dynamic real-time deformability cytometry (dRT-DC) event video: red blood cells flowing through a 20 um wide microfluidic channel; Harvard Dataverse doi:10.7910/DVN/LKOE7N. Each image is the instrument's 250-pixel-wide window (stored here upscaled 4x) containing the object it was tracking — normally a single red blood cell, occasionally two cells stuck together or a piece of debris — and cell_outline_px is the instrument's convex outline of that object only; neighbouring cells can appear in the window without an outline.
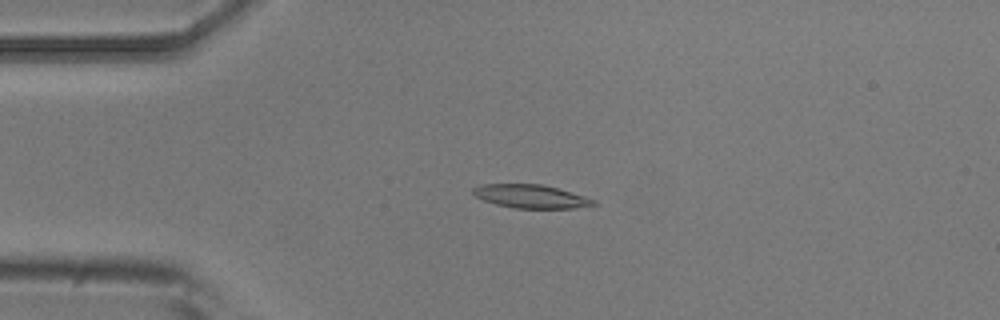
{"species": "common noctule bat (a hibernating species)", "species_latin": "Nyctalus noctula", "temperature_condition": "room temperature", "stored_images_in_passage": 29, "camera_frame_rate_fps": 3000, "um_per_image_px": 0.085, "animal": {"sex": "male", "body_mass_g": 20.5, "forearm_length_mm": 52.5}, "frame": {"image": 1, "passage_image": 1, "time_ms": 0.0, "image_size_px": [1000, 320], "cell_outline_px": [[596, 204], [576, 208], [516, 208], [496, 204], [484, 200], [476, 196], [472, 192], [472, 188], [484, 184], [540, 184], [556, 188], [596, 200]], "centroid_in_image_um": [45.1, 16.69], "position_along_channel_um": 39.9, "area_um2": 16.13}}
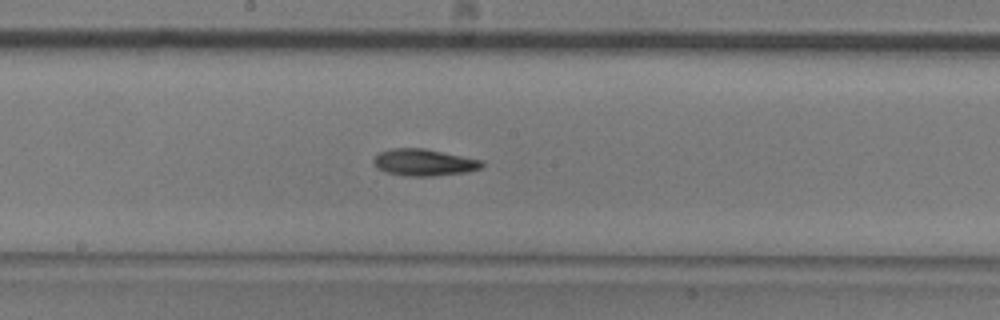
{"frame": {"image": 2, "passage_image": 16, "time_ms": 5.0, "image_size_px": [1000, 320], "cell_outline_px": [[484, 164], [480, 168], [468, 172], [432, 176], [404, 176], [384, 172], [376, 168], [372, 164], [372, 160], [380, 152], [392, 148], [424, 148], [484, 160]], "centroid_in_image_um": [36.02, 13.81], "position_along_channel_um": 212.2, "area_um2": 17.17}}
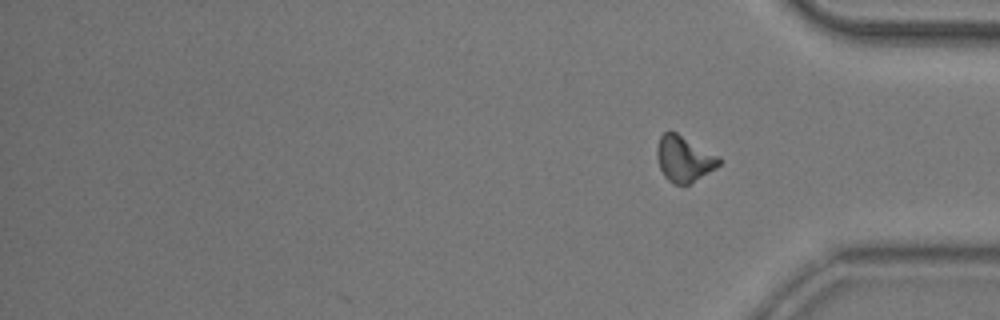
{"frame": {"image": 3, "passage_image": 29, "time_ms": 9.333, "image_size_px": [1000, 320], "cell_outline_px": [[720, 164], [716, 168], [688, 184], [672, 184], [664, 176], [660, 168], [656, 156], [656, 148], [660, 136], [668, 128], [676, 132], [720, 156]], "centroid_in_image_um": [58.12, 13.47], "position_along_channel_um": 377.1, "area_um2": 16.7}, "authors_computed_cell_mechanics": {"area_um2": 16.2418, "velocity_mm_per_s": 3.9332, "shape_relaxation_time_tau1_ms": 3.1659, "shape_relaxation_time_tau2_ms": 7.0634, "deformation_change_tau1": 0.1474, "deformation_change_tau2": 0.1649}}